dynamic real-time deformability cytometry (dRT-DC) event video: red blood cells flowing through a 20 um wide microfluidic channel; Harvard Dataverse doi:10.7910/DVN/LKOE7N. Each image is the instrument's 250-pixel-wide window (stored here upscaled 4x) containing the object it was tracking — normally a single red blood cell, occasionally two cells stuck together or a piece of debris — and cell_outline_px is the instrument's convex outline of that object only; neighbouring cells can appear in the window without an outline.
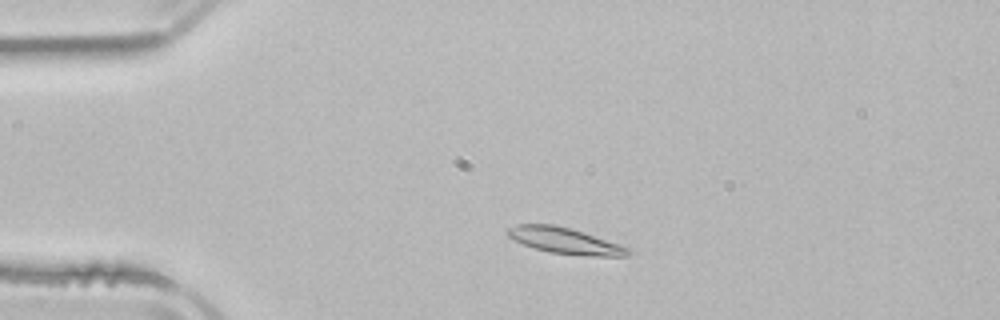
{"species": "common noctule bat (a hibernating species)", "species_latin": "Nyctalus noctula", "temperature_condition": "room temperature", "stored_images_in_passage": 4, "camera_frame_rate_fps": 3000, "um_per_image_px": 0.085, "animal": {"sex": "male", "body_mass_g": 21.5, "forearm_length_mm": 52.0}, "frame": {"image": 1, "passage_image": 2, "time_ms": 1.667, "image_size_px": [1000, 320], "cell_outline_px": [[632, 252], [628, 256], [588, 256], [548, 252], [524, 244], [508, 236], [504, 232], [508, 228], [516, 224], [552, 224], [572, 228], [620, 244], [628, 248]], "centroid_in_image_um": [48.03, 20.45], "position_along_channel_um": 37.0, "area_um2": 18.32}}